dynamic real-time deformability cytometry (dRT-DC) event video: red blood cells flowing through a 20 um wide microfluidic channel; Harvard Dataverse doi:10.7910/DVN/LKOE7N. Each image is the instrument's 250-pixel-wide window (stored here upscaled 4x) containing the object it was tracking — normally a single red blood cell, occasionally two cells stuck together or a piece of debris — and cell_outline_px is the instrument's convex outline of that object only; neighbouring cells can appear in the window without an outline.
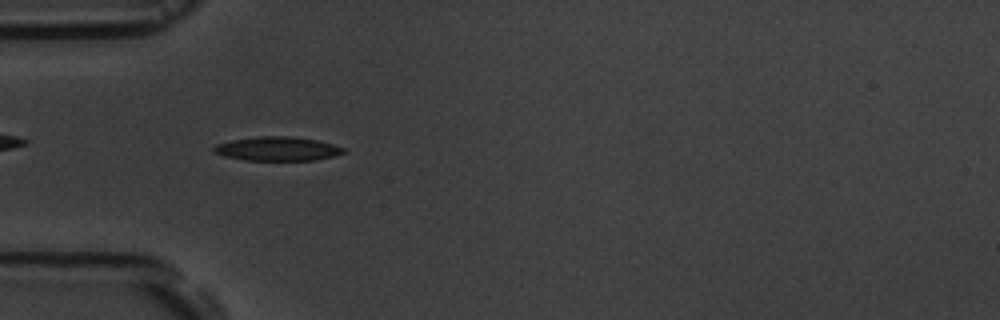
{"species": "common noctule bat (a hibernating species)", "species_latin": "Nyctalus noctula", "temperature_condition": "room temperature", "stored_images_in_passage": 3, "camera_frame_rate_fps": 3000, "um_per_image_px": 0.085, "animal": {"sex": "male", "body_mass_g": 19.5, "forearm_length_mm": 54.6}, "frame": {"image": 1, "passage_image": 2, "time_ms": 1.333, "image_size_px": [1000, 320], "cell_outline_px": [[348, 152], [336, 156], [312, 160], [244, 160], [224, 156], [212, 152], [212, 148], [216, 144], [232, 140], [256, 136], [292, 136], [316, 140], [332, 144], [344, 148]], "centroid_in_image_um": [23.58, 12.64], "position_along_channel_um": 61.4, "area_um2": 18.26}}
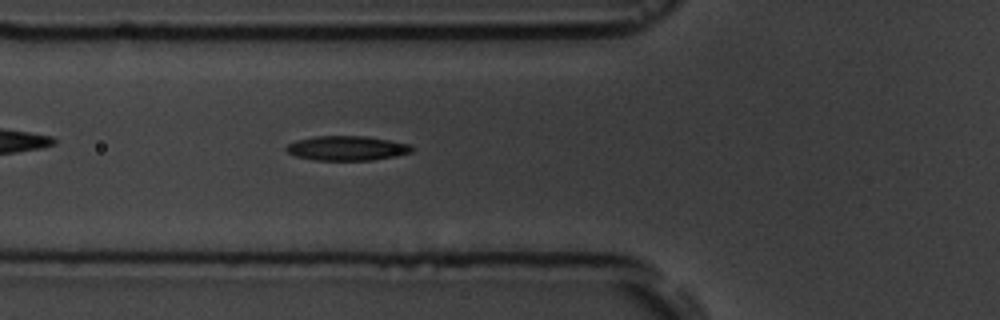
{"frame": {"image": 2, "passage_image": 3, "time_ms": 2.333, "image_size_px": [1000, 320], "cell_outline_px": [[416, 148], [412, 152], [396, 156], [372, 160], [312, 160], [296, 156], [288, 152], [284, 148], [288, 144], [296, 140], [316, 136], [368, 136], [392, 140], [412, 144]], "centroid_in_image_um": [29.55, 12.59], "position_along_channel_um": 96.3, "area_um2": 18.26}}